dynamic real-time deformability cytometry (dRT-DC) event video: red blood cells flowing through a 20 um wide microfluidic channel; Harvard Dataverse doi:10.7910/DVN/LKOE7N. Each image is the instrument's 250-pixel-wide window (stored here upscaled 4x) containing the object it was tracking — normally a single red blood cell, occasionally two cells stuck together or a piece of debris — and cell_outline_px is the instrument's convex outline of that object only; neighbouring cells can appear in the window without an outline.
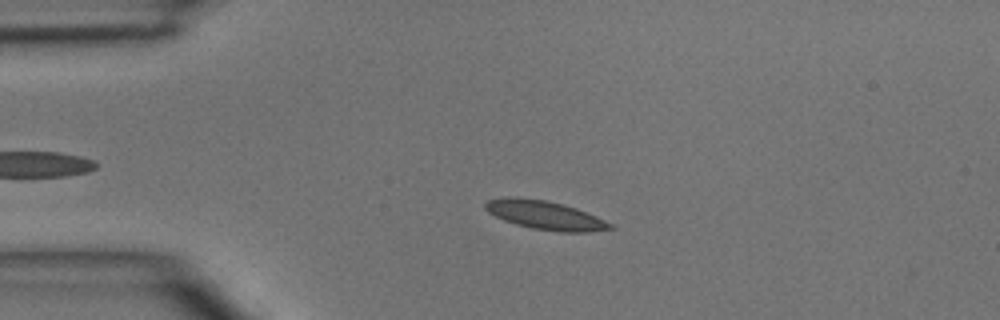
{"species": "common noctule bat (a hibernating species)", "species_latin": "Nyctalus noctula", "temperature_condition": "room temperature", "stored_images_in_passage": 3, "camera_frame_rate_fps": 3000, "um_per_image_px": 0.085, "animal": {"sex": "male", "body_mass_g": 15.6}, "frame": {"image": 1, "passage_image": 3, "time_ms": 2.0, "image_size_px": [1000, 320], "cell_outline_px": [[616, 228], [588, 232], [560, 232], [532, 228], [516, 224], [504, 220], [488, 212], [484, 208], [484, 204], [488, 200], [504, 196], [516, 196], [544, 200], [576, 208], [596, 216], [612, 224]], "centroid_in_image_um": [46.31, 18.28], "position_along_channel_um": 38.7, "area_um2": 20.87}}